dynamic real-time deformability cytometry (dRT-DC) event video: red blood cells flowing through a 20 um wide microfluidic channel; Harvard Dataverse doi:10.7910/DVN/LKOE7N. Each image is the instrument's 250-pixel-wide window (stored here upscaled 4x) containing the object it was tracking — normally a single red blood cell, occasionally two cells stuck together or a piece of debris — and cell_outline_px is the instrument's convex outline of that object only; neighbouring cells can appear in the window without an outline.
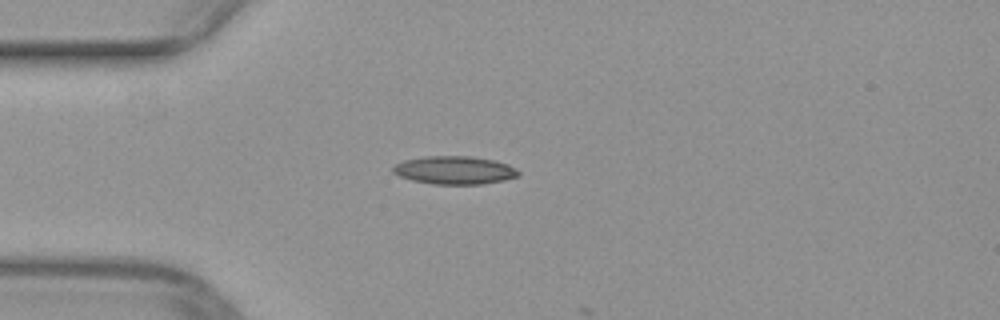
{"species": "common noctule bat (a hibernating species)", "species_latin": "Nyctalus noctula", "temperature_condition": "warm", "stored_images_in_passage": 14, "camera_frame_rate_fps": 3000, "um_per_image_px": 0.085, "animal": {"sex": "female", "body_mass_g": 29.2, "forearm_length_mm": 56.3}, "frame": {"image": 1, "passage_image": 13, "time_ms": 4.0, "image_size_px": [1000, 320], "cell_outline_px": [[520, 176], [504, 180], [484, 184], [432, 184], [412, 180], [400, 176], [392, 172], [392, 168], [396, 164], [404, 160], [424, 156], [472, 156], [492, 160], [508, 164], [516, 168], [520, 172]], "centroid_in_image_um": [38.65, 14.46], "position_along_channel_um": 46.3, "area_um2": 20.63}}